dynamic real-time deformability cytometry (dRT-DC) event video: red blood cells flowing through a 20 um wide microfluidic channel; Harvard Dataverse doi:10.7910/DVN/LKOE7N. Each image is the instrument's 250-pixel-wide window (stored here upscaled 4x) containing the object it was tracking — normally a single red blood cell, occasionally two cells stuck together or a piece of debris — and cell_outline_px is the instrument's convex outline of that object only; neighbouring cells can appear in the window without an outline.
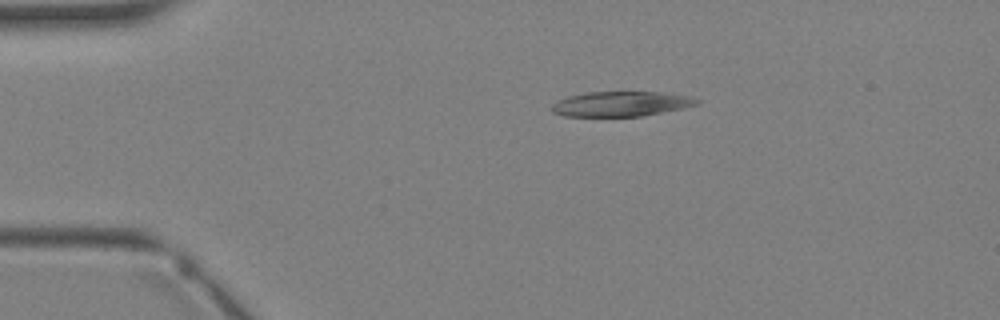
{"species": "Egyptian fruit bat (a non-hibernating species)", "species_latin": "Rousettus aegyptiacus", "temperature_condition": "warm", "stored_images_in_passage": 2, "camera_frame_rate_fps": 3000, "um_per_image_px": 0.085, "animal": {"sex": "female"}, "frame": {"image": 1, "passage_image": 1, "time_ms": 0.0, "image_size_px": [1000, 320], "cell_outline_px": [[700, 104], [640, 116], [564, 116], [552, 112], [552, 104], [556, 100], [568, 96], [584, 92], [664, 92], [692, 96], [700, 100]], "centroid_in_image_um": [52.77, 8.82], "position_along_channel_um": 32.2, "area_um2": 21.1}}